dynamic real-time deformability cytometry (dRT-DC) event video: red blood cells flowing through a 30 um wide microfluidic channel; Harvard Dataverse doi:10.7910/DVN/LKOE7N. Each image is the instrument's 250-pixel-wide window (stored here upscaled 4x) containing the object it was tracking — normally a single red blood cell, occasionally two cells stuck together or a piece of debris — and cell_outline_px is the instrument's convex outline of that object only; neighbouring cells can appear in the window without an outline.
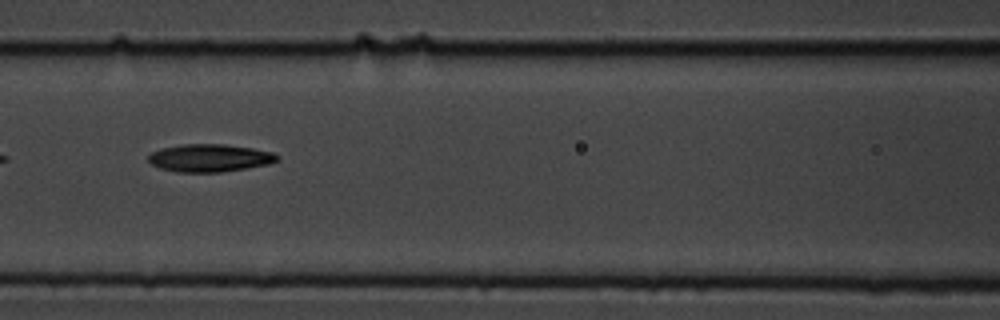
{"species": "common noctule bat (a hibernating species)", "species_latin": "Nyctalus noctula", "temperature_condition": "cold", "stored_images_in_passage": 11, "camera_frame_rate_fps": 3000, "um_per_image_px": 0.085, "animal": {"sex": "male", "body_mass_g": 19.5, "forearm_length_mm": 54.6}, "frame": {"image": 1, "passage_image": 7, "time_ms": 2.0, "image_size_px": [1000, 320], "cell_outline_px": [[280, 160], [268, 164], [220, 172], [176, 172], [160, 168], [152, 164], [148, 160], [148, 156], [152, 152], [160, 148], [180, 144], [224, 144], [252, 148], [272, 152], [280, 156]], "centroid_in_image_um": [17.81, 13.42], "position_along_channel_um": 148.8, "area_um2": 20.81}}
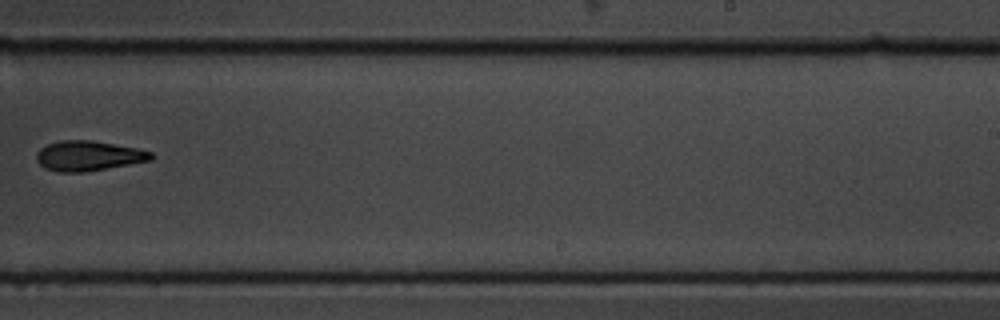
{"frame": {"image": 2, "passage_image": 10, "time_ms": 3.0, "image_size_px": [1000, 320], "cell_outline_px": [[156, 156], [152, 160], [84, 172], [60, 172], [44, 168], [36, 160], [36, 152], [40, 148], [48, 144], [60, 140], [92, 140], [136, 148], [152, 152]], "centroid_in_image_um": [7.51, 13.24], "position_along_channel_um": 281.5, "area_um2": 20.06}}
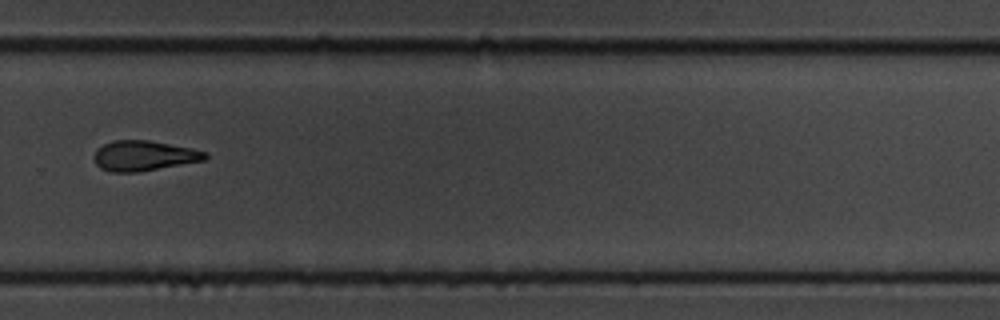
{"frame": {"image": 3, "passage_image": 11, "time_ms": 3.333, "image_size_px": [1000, 320], "cell_outline_px": [[208, 156], [204, 160], [140, 172], [112, 172], [100, 168], [96, 164], [92, 156], [96, 148], [112, 140], [148, 140], [192, 148], [208, 152]], "centroid_in_image_um": [12.2, 13.23], "position_along_channel_um": 317.6, "area_um2": 19.71}}